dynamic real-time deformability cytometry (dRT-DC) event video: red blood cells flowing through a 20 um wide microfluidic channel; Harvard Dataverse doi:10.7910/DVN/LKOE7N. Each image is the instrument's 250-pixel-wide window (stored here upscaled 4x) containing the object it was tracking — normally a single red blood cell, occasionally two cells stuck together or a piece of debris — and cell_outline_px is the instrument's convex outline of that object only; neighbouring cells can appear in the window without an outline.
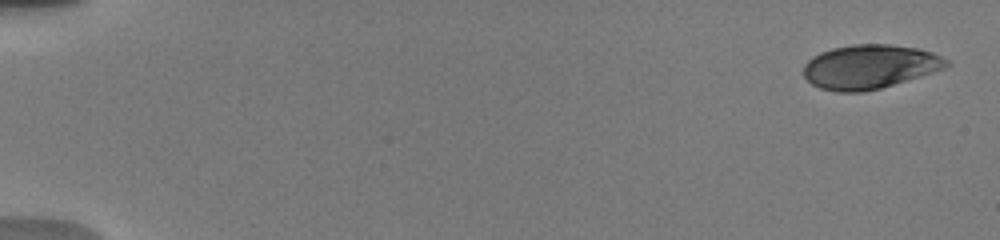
{"species": "human", "species_latin": "Homo sapiens", "temperature_condition": "warm", "stored_images_in_passage": 38, "camera_frame_rate_fps": 3000, "um_per_image_px": 0.085, "donor": {"sex": "male"}, "frame": {"image": 1, "passage_image": 1, "time_ms": 0.0, "image_size_px": [1000, 240], "cell_outline_px": [[948, 64], [944, 68], [880, 88], [864, 92], [836, 92], [820, 88], [812, 84], [804, 76], [804, 64], [812, 56], [820, 52], [832, 48], [852, 44], [888, 44], [916, 48], [932, 52], [948, 60]], "centroid_in_image_um": [73.86, 5.66], "position_along_channel_um": 11.1, "area_um2": 36.41}}
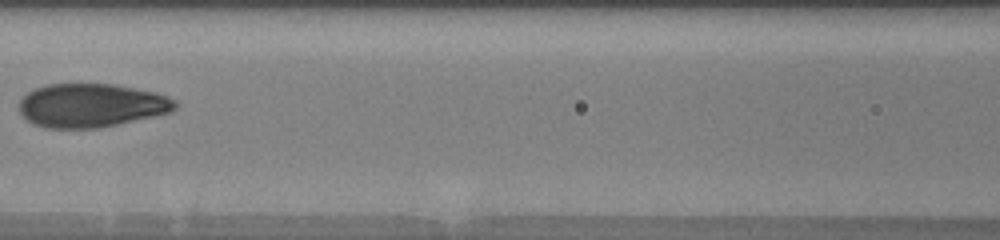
{"frame": {"image": 2, "passage_image": 22, "time_ms": 8.333, "image_size_px": [1000, 240], "cell_outline_px": [[176, 108], [172, 112], [116, 124], [96, 128], [48, 128], [32, 124], [20, 112], [20, 100], [28, 92], [36, 88], [48, 84], [112, 84], [156, 92], [176, 100]], "centroid_in_image_um": [7.76, 8.96], "position_along_channel_um": 158.8, "area_um2": 39.42}}
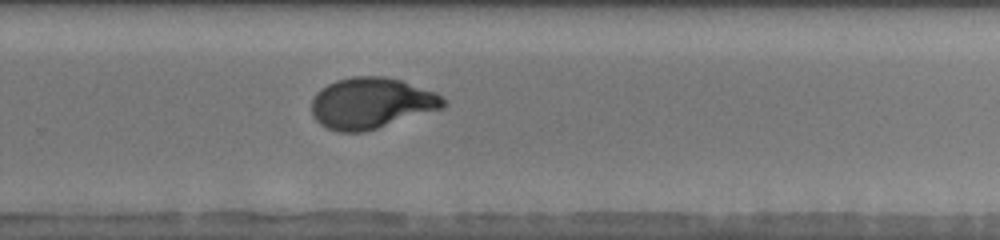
{"frame": {"image": 3, "passage_image": 30, "time_ms": 12.0, "image_size_px": [1000, 240], "cell_outline_px": [[448, 104], [444, 108], [364, 132], [336, 132], [320, 124], [312, 116], [312, 100], [316, 92], [320, 88], [336, 80], [352, 76], [384, 76], [400, 80], [436, 92]], "centroid_in_image_um": [31.55, 8.77], "position_along_channel_um": 298.3, "area_um2": 39.3}, "authors_computed_cell_mechanics": {"area_um2": 38.5815, "velocity_mm_per_s": 3.8188, "shape_relaxation_time_tau1_ms": 4.2554, "shape_relaxation_time_tau2_ms": 0.8086, "deformation_change_tau1": 0.2221, "deformation_change_tau2": 0.0639}}